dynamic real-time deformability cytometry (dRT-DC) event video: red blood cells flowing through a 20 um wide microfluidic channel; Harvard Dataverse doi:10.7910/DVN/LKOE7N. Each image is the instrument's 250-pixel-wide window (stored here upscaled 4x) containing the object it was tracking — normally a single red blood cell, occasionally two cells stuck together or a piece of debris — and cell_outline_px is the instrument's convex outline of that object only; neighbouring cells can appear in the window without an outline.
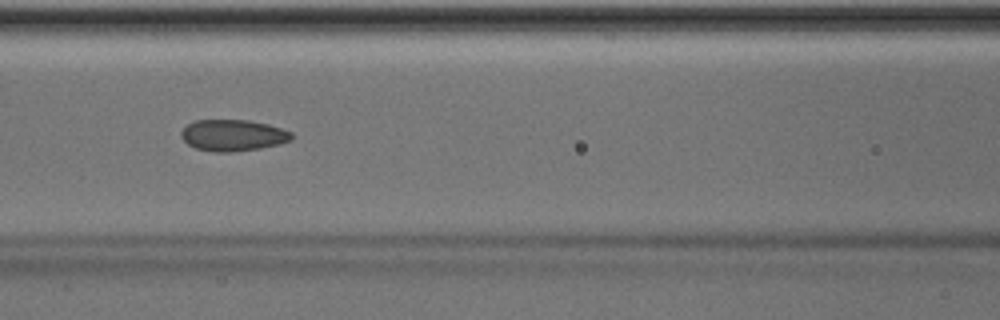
{"species": "Egyptian fruit bat (a non-hibernating species)", "species_latin": "Rousettus aegyptiacus", "temperature_condition": "room temperature", "stored_images_in_passage": 40, "camera_frame_rate_fps": 3000, "um_per_image_px": 0.085, "animal": {"sex": "male"}, "frame": {"image": 1, "passage_image": 12, "time_ms": 3.667, "image_size_px": [1000, 320], "cell_outline_px": [[292, 140], [280, 144], [260, 148], [232, 152], [216, 152], [196, 148], [188, 144], [180, 136], [180, 132], [188, 124], [196, 120], [248, 120], [268, 124], [292, 132]], "centroid_in_image_um": [19.81, 11.5], "position_along_channel_um": 146.8, "area_um2": 20.17}}
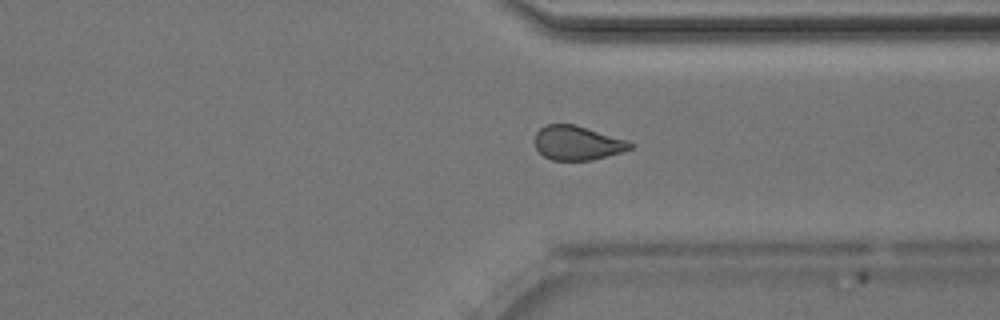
{"frame": {"image": 2, "passage_image": 28, "time_ms": 9.0, "image_size_px": [1000, 320], "cell_outline_px": [[636, 144], [632, 148], [620, 152], [592, 160], [552, 160], [544, 156], [536, 148], [536, 132], [544, 124], [576, 124], [628, 140]], "centroid_in_image_um": [49.1, 12.14], "position_along_channel_um": 362.3, "area_um2": 19.07}}
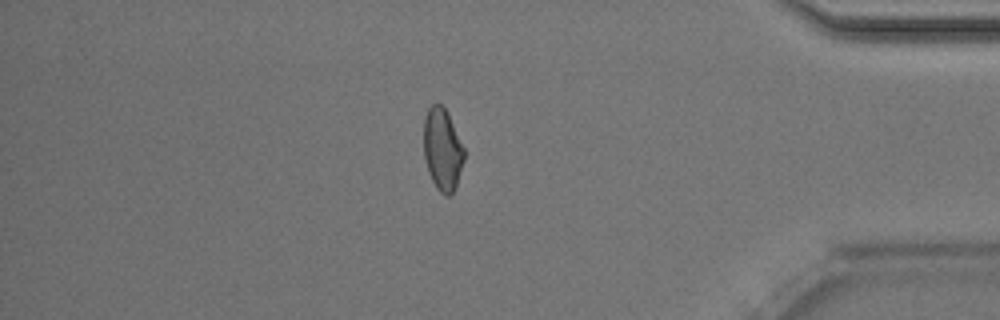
{"frame": {"image": 3, "passage_image": 33, "time_ms": 10.667, "image_size_px": [1000, 320], "cell_outline_px": [[464, 160], [456, 184], [452, 192], [448, 196], [444, 196], [436, 188], [428, 172], [424, 156], [424, 120], [428, 108], [432, 104], [440, 104], [448, 112], [464, 148]], "centroid_in_image_um": [37.6, 12.69], "position_along_channel_um": 397.6, "area_um2": 19.25}, "authors_computed_cell_mechanics": {"area_um2": 19.7387, "velocity_mm_per_s": 4.048, "shape_relaxation_time_tau1_ms": 6.496, "shape_relaxation_time_tau2_ms": 2.0377, "deformation_change_tau1": 0.1324, "deformation_change_tau2": 0.0822}}